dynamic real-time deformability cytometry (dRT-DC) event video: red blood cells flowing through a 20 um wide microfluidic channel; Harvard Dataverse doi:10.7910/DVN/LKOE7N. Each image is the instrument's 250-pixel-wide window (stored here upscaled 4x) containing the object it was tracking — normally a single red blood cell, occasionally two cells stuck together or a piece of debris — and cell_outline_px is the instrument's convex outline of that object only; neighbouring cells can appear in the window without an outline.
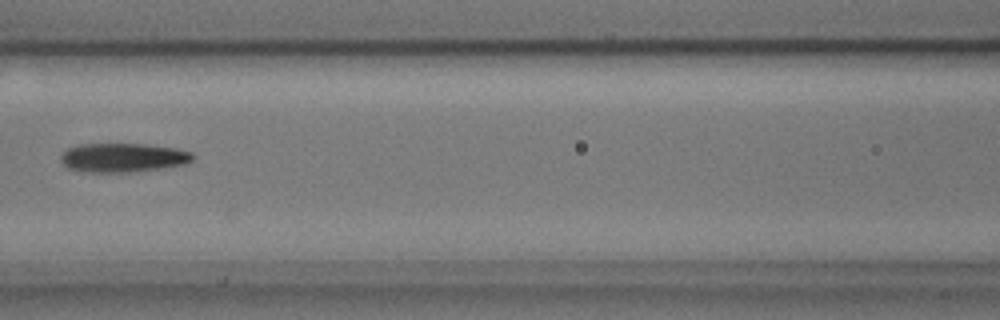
{"species": "common noctule bat (a hibernating species)", "species_latin": "Nyctalus noctula", "temperature_condition": "cold", "stored_images_in_passage": 8, "camera_frame_rate_fps": 3000, "um_per_image_px": 0.085, "animal": {"sex": "male", "body_mass_g": 17.9, "forearm_length_mm": 54.2}, "frame": {"image": 1, "passage_image": 6, "time_ms": 1.667, "image_size_px": [1000, 320], "cell_outline_px": [[196, 156], [188, 164], [164, 168], [128, 172], [84, 172], [68, 168], [60, 160], [60, 156], [68, 148], [80, 144], [144, 144], [176, 148], [192, 152]], "centroid_in_image_um": [10.49, 13.4], "position_along_channel_um": 156.1, "area_um2": 22.48}}
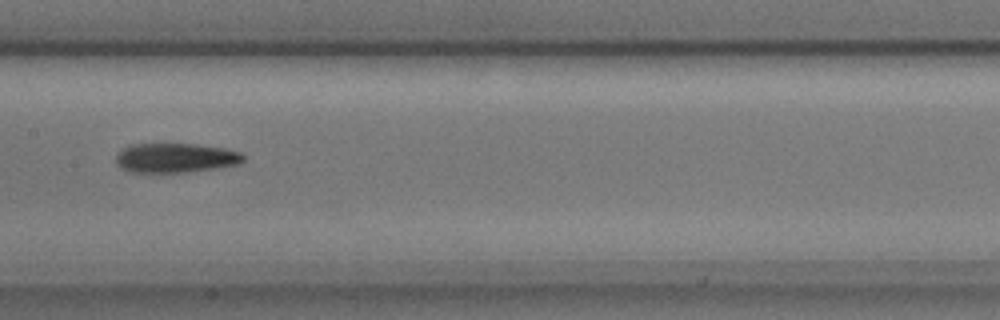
{"frame": {"image": 2, "passage_image": 7, "time_ms": 2.0, "image_size_px": [1000, 320], "cell_outline_px": [[244, 160], [240, 164], [188, 172], [128, 172], [120, 168], [116, 164], [116, 156], [124, 148], [132, 144], [196, 144], [224, 148], [240, 152], [244, 156]], "centroid_in_image_um": [14.91, 13.42], "position_along_channel_um": 192.5, "area_um2": 21.85}}
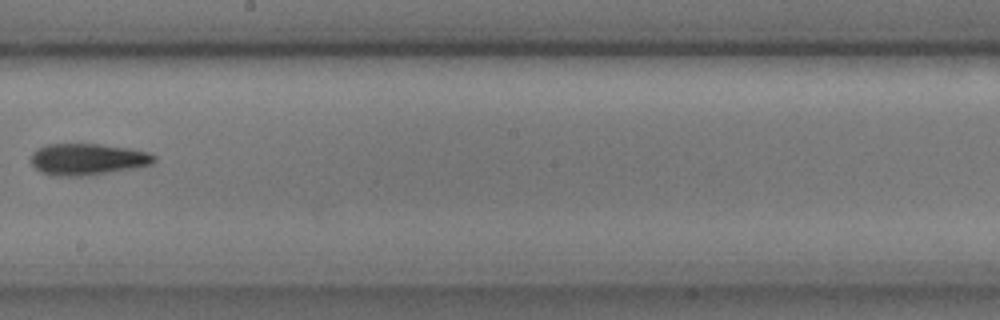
{"frame": {"image": 3, "passage_image": 8, "time_ms": 2.333, "image_size_px": [1000, 320], "cell_outline_px": [[156, 160], [152, 164], [88, 176], [48, 176], [40, 172], [32, 164], [32, 152], [48, 144], [100, 144], [128, 148], [148, 152], [156, 156]], "centroid_in_image_um": [7.43, 13.55], "position_along_channel_um": 240.8, "area_um2": 22.6}}